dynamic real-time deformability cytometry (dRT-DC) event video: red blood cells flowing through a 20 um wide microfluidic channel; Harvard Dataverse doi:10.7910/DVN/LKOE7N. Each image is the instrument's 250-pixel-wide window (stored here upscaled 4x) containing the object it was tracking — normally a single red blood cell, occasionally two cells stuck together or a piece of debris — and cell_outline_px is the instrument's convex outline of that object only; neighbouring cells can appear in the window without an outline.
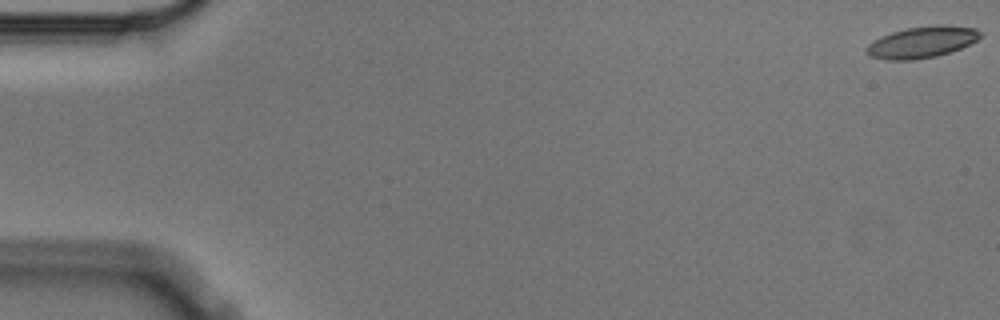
{"species": "Egyptian fruit bat (a non-hibernating species)", "species_latin": "Rousettus aegyptiacus", "temperature_condition": "cold", "stored_images_in_passage": 4, "camera_frame_rate_fps": 3000, "um_per_image_px": 0.085, "animal": {"sex": "male"}, "frame": {"image": 1, "passage_image": 1, "time_ms": 0.0, "image_size_px": [1000, 320], "cell_outline_px": [[984, 32], [976, 40], [960, 48], [936, 56], [916, 60], [888, 60], [872, 56], [864, 52], [864, 48], [872, 40], [880, 36], [892, 32], [908, 28], [936, 24], [944, 24], [976, 28]], "centroid_in_image_um": [78.34, 3.57], "position_along_channel_um": 6.7, "area_um2": 20.98}}
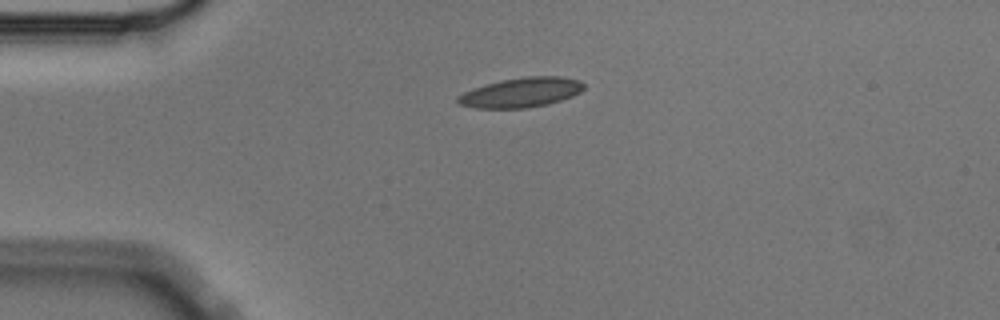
{"frame": {"image": 2, "passage_image": 4, "time_ms": 1.0, "image_size_px": [1000, 320], "cell_outline_px": [[584, 88], [580, 92], [572, 96], [548, 104], [524, 108], [472, 108], [456, 104], [456, 96], [464, 92], [484, 84], [500, 80], [528, 76], [560, 76], [580, 80], [584, 84]], "centroid_in_image_um": [44.25, 7.86], "position_along_channel_um": 40.7, "area_um2": 21.96}}